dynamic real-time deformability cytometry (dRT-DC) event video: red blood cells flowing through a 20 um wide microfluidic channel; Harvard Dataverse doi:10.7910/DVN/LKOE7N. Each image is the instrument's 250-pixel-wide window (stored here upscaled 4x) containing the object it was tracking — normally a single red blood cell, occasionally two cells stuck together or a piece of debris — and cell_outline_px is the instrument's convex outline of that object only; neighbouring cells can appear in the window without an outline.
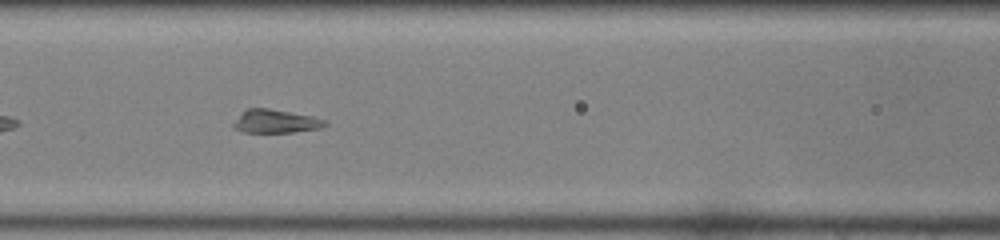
{"species": "common noctule bat (a hibernating species)", "species_latin": "Nyctalus noctula", "temperature_condition": "room temperature", "stored_images_in_passage": 34, "camera_frame_rate_fps": 3000, "um_per_image_px": 0.085, "animal": {"sex": "female", "body_mass_g": 22.0, "forearm_length_mm": 56.7}, "frame": {"image": 1, "passage_image": 9, "time_ms": 2.667, "image_size_px": [1000, 240], "cell_outline_px": [[328, 124], [320, 128], [292, 132], [244, 132], [236, 128], [232, 124], [248, 108], [268, 108], [312, 116], [324, 120]], "centroid_in_image_um": [23.45, 10.31], "position_along_channel_um": 143.1, "area_um2": 12.14}}
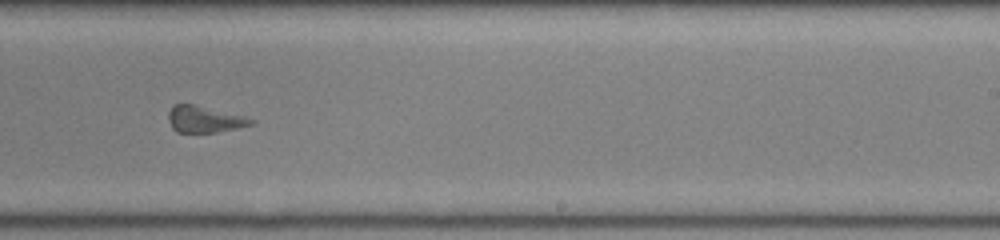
{"frame": {"image": 2, "passage_image": 18, "time_ms": 5.667, "image_size_px": [1000, 240], "cell_outline_px": [[252, 124], [236, 128], [216, 132], [176, 132], [172, 128], [168, 116], [168, 112], [172, 104], [192, 104], [244, 116], [252, 120]], "centroid_in_image_um": [17.31, 10.13], "position_along_channel_um": 271.7, "area_um2": 12.48}}
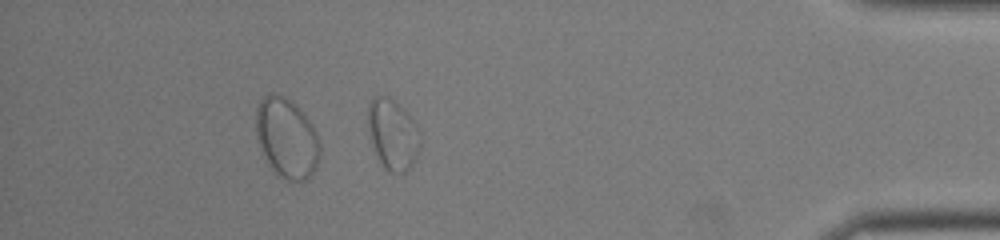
{"frame": {"image": 3, "passage_image": 30, "time_ms": 9.667, "image_size_px": [1000, 240], "cell_outline_px": [[420, 148], [416, 160], [404, 172], [392, 172], [384, 168], [376, 152], [372, 140], [368, 124], [368, 104], [372, 96], [388, 96], [400, 104], [416, 124], [420, 132]], "centroid_in_image_um": [33.41, 11.38], "position_along_channel_um": 401.8, "area_um2": 21.33}}